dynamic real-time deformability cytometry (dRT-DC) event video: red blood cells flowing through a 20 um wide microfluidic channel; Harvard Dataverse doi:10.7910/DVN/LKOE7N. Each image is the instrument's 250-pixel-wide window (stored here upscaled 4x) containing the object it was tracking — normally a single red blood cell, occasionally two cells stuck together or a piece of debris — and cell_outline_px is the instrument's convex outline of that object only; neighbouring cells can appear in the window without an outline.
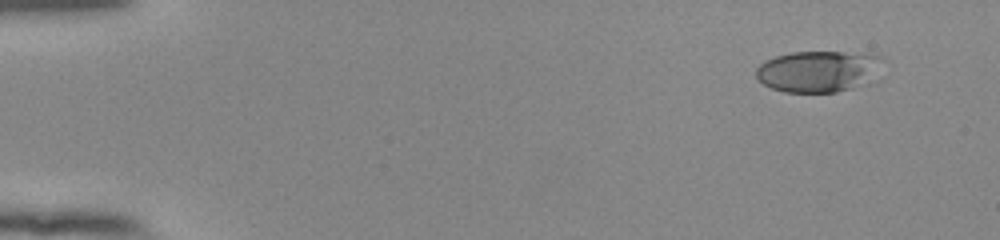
{"species": "human", "species_latin": "Homo sapiens", "temperature_condition": "room temperature", "stored_images_in_passage": 50, "camera_frame_rate_fps": 3000, "um_per_image_px": 0.085, "donor": {"sex": "female"}, "frame": {"image": 1, "passage_image": 1, "time_ms": 0.0, "image_size_px": [1000, 240], "cell_outline_px": [[880, 56], [860, 84], [852, 88], [836, 92], [784, 92], [772, 88], [764, 84], [756, 76], [756, 68], [764, 60], [776, 56], [792, 52], [844, 52]], "centroid_in_image_um": [69.3, 6.06], "position_along_channel_um": 15.7, "area_um2": 28.9}}
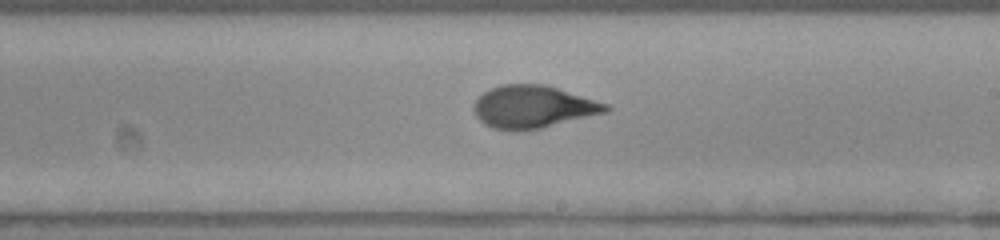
{"frame": {"image": 2, "passage_image": 29, "time_ms": 9.333, "image_size_px": [1000, 240], "cell_outline_px": [[612, 108], [608, 112], [540, 128], [516, 132], [508, 132], [492, 128], [484, 124], [476, 116], [472, 108], [476, 100], [488, 88], [500, 84], [544, 84], [608, 104]], "centroid_in_image_um": [45.27, 9.09], "position_along_channel_um": 243.7, "area_um2": 32.95}}
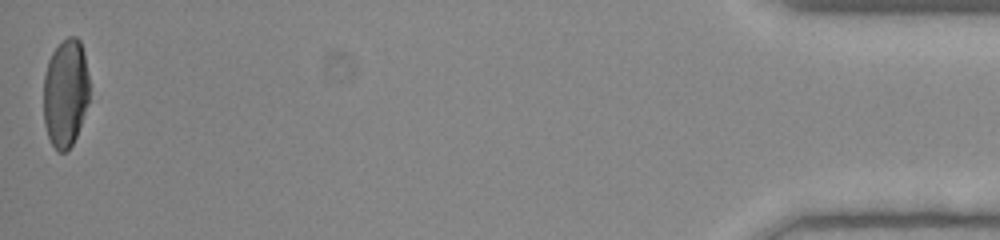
{"frame": {"image": 3, "passage_image": 50, "time_ms": 16.333, "image_size_px": [1000, 240], "cell_outline_px": [[88, 100], [76, 136], [72, 144], [64, 152], [60, 152], [52, 144], [48, 136], [44, 124], [44, 76], [48, 60], [52, 52], [68, 36], [76, 36], [80, 40], [84, 52], [88, 76]], "centroid_in_image_um": [5.55, 7.87], "position_along_channel_um": 429.6, "area_um2": 28.55}, "authors_computed_cell_mechanics": {"area_um2": 31.9634, "velocity_mm_per_s": 3.8944, "shape_relaxation_time_tau1_ms": 5.9241, "shape_relaxation_time_tau2_ms": 0.7492, "deformation_change_tau1": 0.2204, "deformation_change_tau2": 0.0709}}